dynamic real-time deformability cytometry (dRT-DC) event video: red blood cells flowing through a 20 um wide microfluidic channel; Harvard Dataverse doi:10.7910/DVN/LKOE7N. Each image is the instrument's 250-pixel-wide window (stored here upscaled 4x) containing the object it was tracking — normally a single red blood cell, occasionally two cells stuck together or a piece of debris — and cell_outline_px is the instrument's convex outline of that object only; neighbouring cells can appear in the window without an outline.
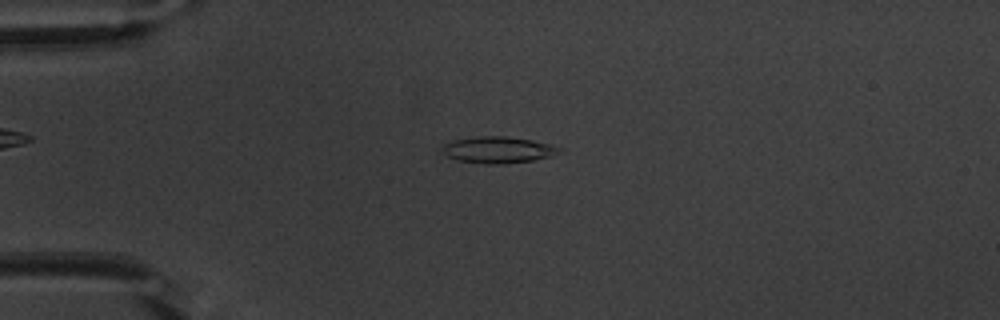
{"species": "common noctule bat (a hibernating species)", "species_latin": "Nyctalus noctula", "temperature_condition": "warm", "stored_images_in_passage": 50, "camera_frame_rate_fps": 3000, "um_per_image_px": 0.085, "animal": {"sex": "male", "body_mass_g": 20.1, "forearm_length_mm": 53.5}, "frame": {"image": 1, "passage_image": 11, "time_ms": 3.333, "image_size_px": [1000, 320], "cell_outline_px": [[564, 152], [532, 160], [504, 164], [488, 164], [460, 160], [448, 156], [444, 152], [444, 144], [452, 140], [480, 136], [508, 136], [532, 140], [564, 148]], "centroid_in_image_um": [42.4, 12.73], "position_along_channel_um": 42.6, "area_um2": 17.86}}
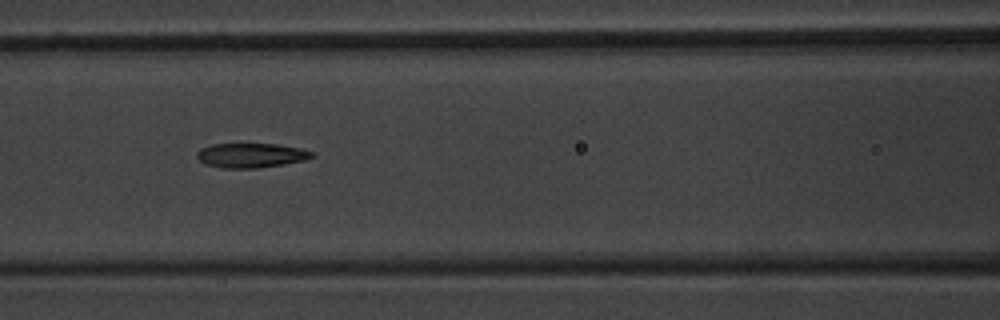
{"frame": {"image": 2, "passage_image": 21, "time_ms": 6.667, "image_size_px": [1000, 320], "cell_outline_px": [[316, 156], [304, 160], [284, 164], [256, 168], [220, 168], [208, 164], [200, 160], [196, 156], [196, 152], [200, 148], [212, 144], [276, 144], [300, 148], [316, 152]], "centroid_in_image_um": [21.37, 13.2], "position_along_channel_um": 145.2, "area_um2": 16.47}}
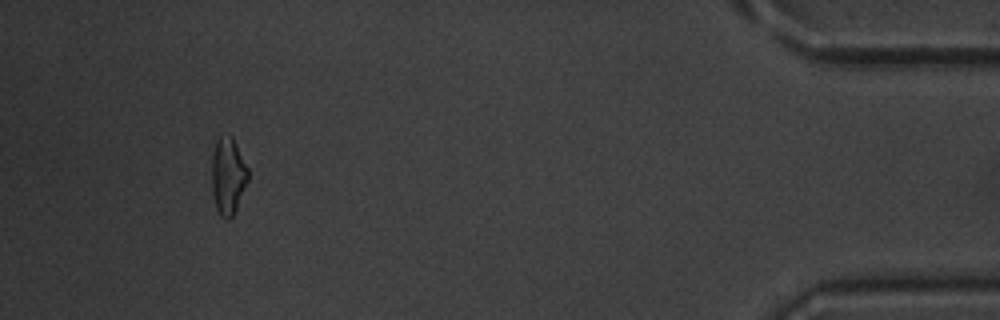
{"frame": {"image": 3, "passage_image": 47, "time_ms": 15.333, "image_size_px": [1000, 320], "cell_outline_px": [[248, 180], [236, 208], [232, 216], [228, 220], [220, 216], [216, 208], [212, 192], [212, 156], [216, 140], [220, 136], [232, 136], [248, 168]], "centroid_in_image_um": [19.37, 14.96], "position_along_channel_um": 415.8, "area_um2": 16.13}, "authors_computed_cell_mechanics": {"area_um2": 16.6464, "velocity_mm_per_s": 3.8558, "shape_relaxation_time_tau1_ms": 3.6047, "shape_relaxation_time_tau2_ms": 2.4351, "deformation_change_tau1": 0.1794, "deformation_change_tau2": 0.1217}}